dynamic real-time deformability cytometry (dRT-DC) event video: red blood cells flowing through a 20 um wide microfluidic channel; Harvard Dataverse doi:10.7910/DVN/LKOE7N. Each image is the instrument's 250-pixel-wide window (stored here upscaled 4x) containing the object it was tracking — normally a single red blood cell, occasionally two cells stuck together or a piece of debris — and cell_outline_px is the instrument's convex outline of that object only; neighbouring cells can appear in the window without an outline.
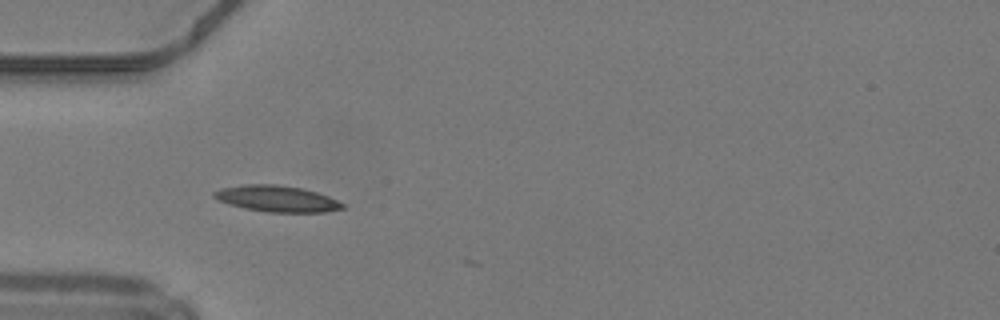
{"species": "common noctule bat (a hibernating species)", "species_latin": "Nyctalus noctula", "temperature_condition": "warm", "stored_images_in_passage": 2, "camera_frame_rate_fps": 3000, "um_per_image_px": 0.085, "animal": {"sex": "male", "body_mass_g": 19.2, "forearm_length_mm": 51.8}, "frame": {"image": 1, "passage_image": 1, "time_ms": 0.0, "image_size_px": [1000, 320], "cell_outline_px": [[344, 208], [324, 212], [268, 212], [244, 208], [228, 204], [212, 196], [212, 192], [220, 188], [244, 184], [276, 184], [300, 188], [316, 192], [328, 196], [344, 204]], "centroid_in_image_um": [23.5, 16.88], "position_along_channel_um": 61.5, "area_um2": 19.54}}